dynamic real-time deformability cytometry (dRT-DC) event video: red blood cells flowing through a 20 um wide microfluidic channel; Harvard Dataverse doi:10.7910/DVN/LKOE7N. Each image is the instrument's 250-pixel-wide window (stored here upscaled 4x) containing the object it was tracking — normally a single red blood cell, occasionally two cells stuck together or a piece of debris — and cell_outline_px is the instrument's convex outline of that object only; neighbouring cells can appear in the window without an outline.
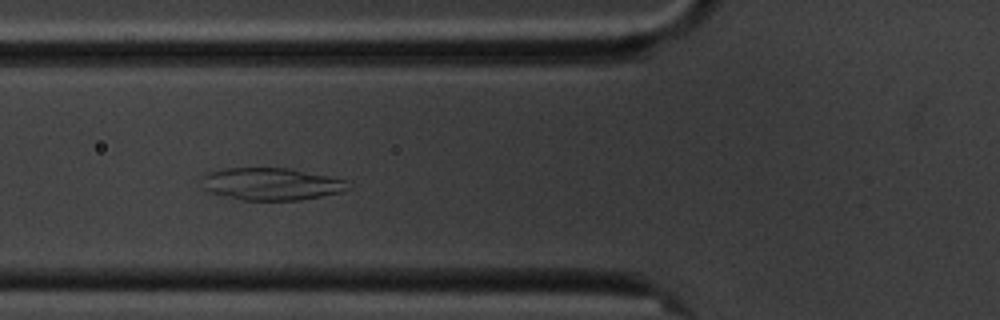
{"species": "common noctule bat (a hibernating species)", "species_latin": "Nyctalus noctula", "temperature_condition": "cold", "stored_images_in_passage": 6, "camera_frame_rate_fps": 3000, "um_per_image_px": 0.085, "animal": {"sex": "male", "body_mass_g": 20.1, "forearm_length_mm": 53.5}, "frame": {"image": 1, "passage_image": 5, "time_ms": 4.667, "image_size_px": [1000, 320], "cell_outline_px": [[352, 188], [340, 192], [300, 200], [240, 200], [208, 192], [204, 188], [200, 176], [208, 172], [224, 168], [292, 168], [348, 180]], "centroid_in_image_um": [23.06, 15.63], "position_along_channel_um": 102.7, "area_um2": 27.92}}